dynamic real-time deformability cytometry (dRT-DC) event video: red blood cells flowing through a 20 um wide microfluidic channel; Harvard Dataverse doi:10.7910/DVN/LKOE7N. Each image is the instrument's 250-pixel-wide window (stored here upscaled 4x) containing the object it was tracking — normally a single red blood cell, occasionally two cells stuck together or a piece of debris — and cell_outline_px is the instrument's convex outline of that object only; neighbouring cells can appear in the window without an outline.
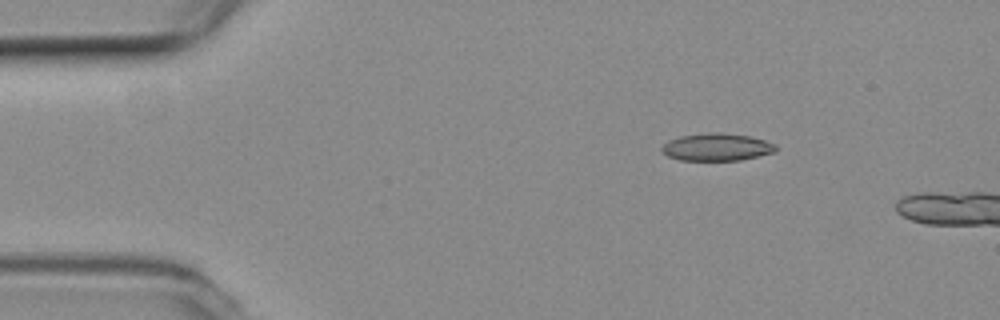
{"species": "common noctule bat (a hibernating species)", "species_latin": "Nyctalus noctula", "temperature_condition": "room temperature", "stored_images_in_passage": 8, "camera_frame_rate_fps": 3000, "um_per_image_px": 0.085, "animal": {"sex": "female", "body_mass_g": 19.3, "forearm_length_mm": 54.1}, "frame": {"image": 1, "passage_image": 1, "time_ms": 0.0, "image_size_px": [1000, 320], "cell_outline_px": [[776, 152], [740, 160], [680, 160], [668, 156], [660, 148], [668, 140], [680, 136], [708, 132], [720, 132], [752, 136], [776, 144]], "centroid_in_image_um": [60.94, 12.49], "position_along_channel_um": 24.1, "area_um2": 18.32}}